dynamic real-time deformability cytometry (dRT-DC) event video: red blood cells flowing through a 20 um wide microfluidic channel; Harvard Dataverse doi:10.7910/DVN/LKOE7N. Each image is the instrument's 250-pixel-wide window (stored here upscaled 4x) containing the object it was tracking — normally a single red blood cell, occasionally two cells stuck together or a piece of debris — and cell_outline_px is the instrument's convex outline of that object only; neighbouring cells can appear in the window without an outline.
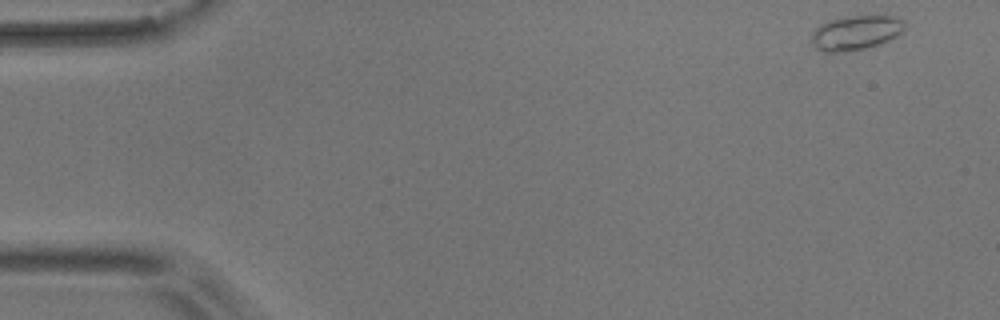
{"species": "common noctule bat (a hibernating species)", "species_latin": "Nyctalus noctula", "temperature_condition": "room temperature", "stored_images_in_passage": 54, "camera_frame_rate_fps": 3000, "um_per_image_px": 0.085, "animal": {"sex": "male", "body_mass_g": 17.9}, "frame": {"image": 1, "passage_image": 1, "time_ms": 0.0, "image_size_px": [1000, 320], "cell_outline_px": [[904, 32], [888, 40], [864, 48], [836, 52], [824, 52], [816, 48], [812, 44], [812, 36], [816, 28], [832, 20], [848, 16], [896, 16], [904, 20]], "centroid_in_image_um": [72.78, 2.77], "position_along_channel_um": 12.2, "area_um2": 18.26}}
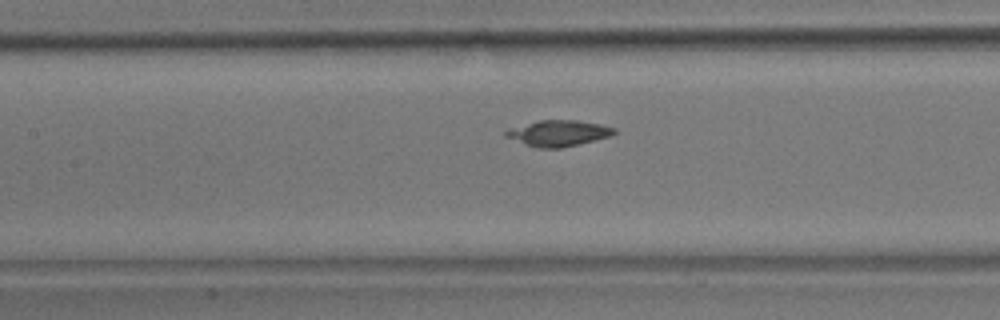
{"frame": {"image": 2, "passage_image": 23, "time_ms": 7.333, "image_size_px": [1000, 320], "cell_outline_px": [[616, 132], [612, 136], [560, 148], [536, 148], [524, 144], [504, 136], [504, 132], [508, 128], [540, 120], [576, 120], [600, 124], [616, 128]], "centroid_in_image_um": [47.44, 11.32], "position_along_channel_um": 160.0, "area_um2": 16.42}}
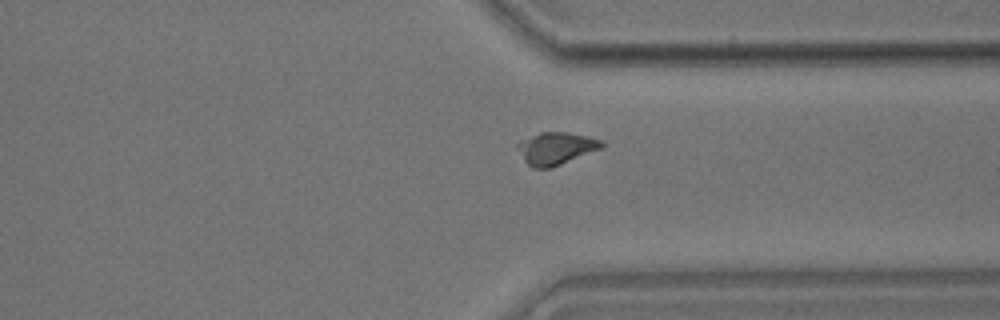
{"frame": {"image": 3, "passage_image": 40, "time_ms": 13.0, "image_size_px": [1000, 320], "cell_outline_px": [[604, 148], [560, 164], [548, 168], [532, 168], [524, 160], [516, 148], [516, 144], [520, 140], [540, 132], [564, 132], [588, 136], [604, 140]], "centroid_in_image_um": [47.27, 12.6], "position_along_channel_um": 364.1, "area_um2": 15.95}, "authors_computed_cell_mechanics": {"area_um2": 15.895, "velocity_mm_per_s": 3.6117, "shape_relaxation_time_tau1_ms": 11.3485, "shape_relaxation_time_tau2_ms": null, "deformation_change_tau1": 0.2681, "deformation_change_tau2": null}}